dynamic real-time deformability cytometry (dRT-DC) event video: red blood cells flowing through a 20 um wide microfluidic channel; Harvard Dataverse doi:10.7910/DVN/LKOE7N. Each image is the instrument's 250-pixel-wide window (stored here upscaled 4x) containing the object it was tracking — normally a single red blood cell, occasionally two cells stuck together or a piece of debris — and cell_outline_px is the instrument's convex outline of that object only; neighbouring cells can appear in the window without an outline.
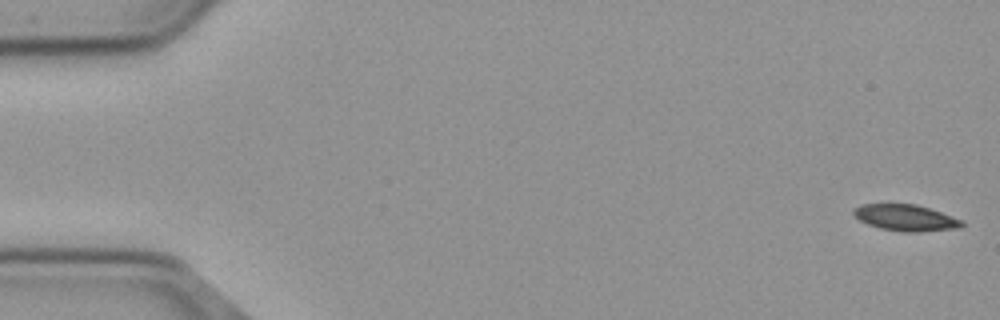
{"species": "common noctule bat (a hibernating species)", "species_latin": "Nyctalus noctula", "temperature_condition": "cold", "stored_images_in_passage": 12, "camera_frame_rate_fps": 3000, "um_per_image_px": 0.085, "animal": {"sex": "male", "body_mass_g": 23.1, "forearm_length_mm": 52.7}, "frame": {"image": 1, "passage_image": 1, "time_ms": 0.0, "image_size_px": [1000, 320], "cell_outline_px": [[964, 224], [960, 228], [916, 232], [904, 232], [880, 228], [868, 224], [860, 220], [852, 212], [852, 208], [860, 204], [916, 204], [964, 220]], "centroid_in_image_um": [76.98, 18.5], "position_along_channel_um": 8.0, "area_um2": 16.59}}